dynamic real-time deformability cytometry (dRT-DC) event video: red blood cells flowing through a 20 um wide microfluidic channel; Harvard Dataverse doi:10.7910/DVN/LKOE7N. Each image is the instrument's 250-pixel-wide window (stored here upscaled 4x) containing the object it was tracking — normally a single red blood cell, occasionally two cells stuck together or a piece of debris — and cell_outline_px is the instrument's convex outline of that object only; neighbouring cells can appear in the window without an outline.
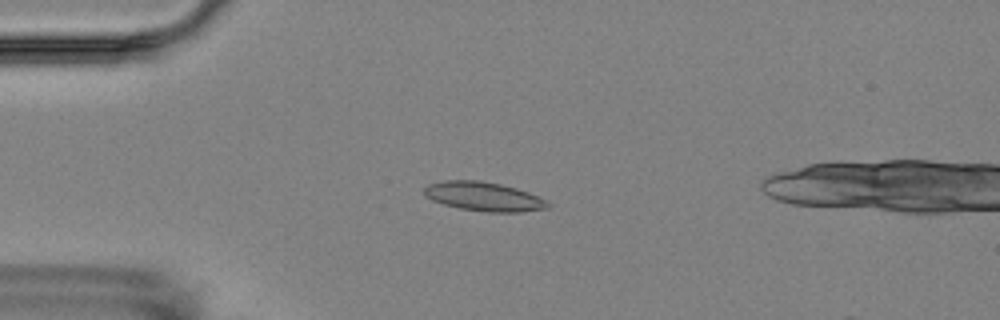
{"species": "Egyptian fruit bat (a non-hibernating species)", "species_latin": "Rousettus aegyptiacus", "temperature_condition": "room temperature", "stored_images_in_passage": 17, "camera_frame_rate_fps": 3000, "um_per_image_px": 0.085, "animal": {"sex": "female"}, "frame": {"image": 1, "passage_image": 4, "time_ms": 3.667, "image_size_px": [1000, 320], "cell_outline_px": [[552, 204], [548, 208], [520, 212], [488, 212], [460, 208], [444, 204], [432, 200], [424, 196], [424, 188], [428, 184], [444, 180], [480, 180], [500, 184], [516, 188], [528, 192], [548, 200]], "centroid_in_image_um": [41.14, 16.7], "position_along_channel_um": 43.9, "area_um2": 21.04}}
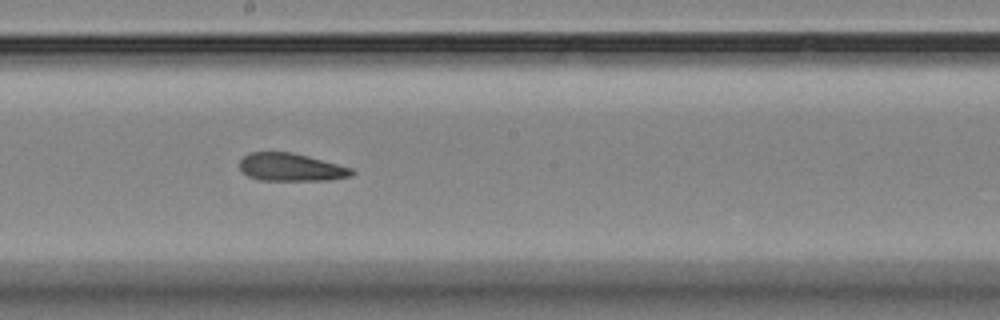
{"frame": {"image": 2, "passage_image": 9, "time_ms": 9.333, "image_size_px": [1000, 320], "cell_outline_px": [[356, 172], [352, 176], [328, 180], [260, 180], [248, 176], [240, 168], [240, 160], [248, 152], [292, 152], [308, 156], [352, 168]], "centroid_in_image_um": [24.74, 14.21], "position_along_channel_um": 223.5, "area_um2": 18.15}}
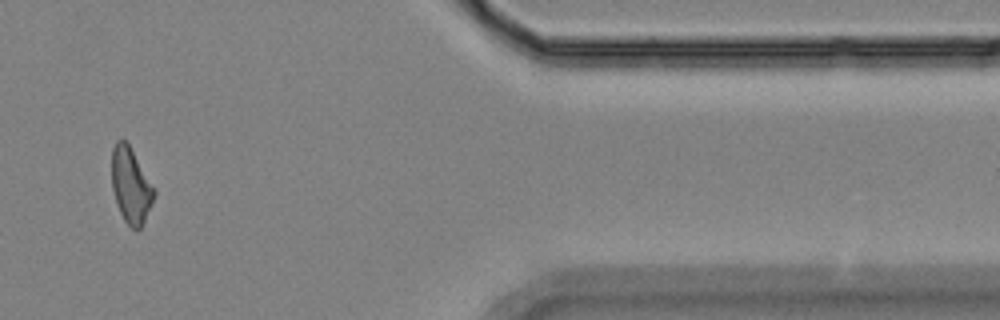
{"frame": {"image": 3, "passage_image": 14, "time_ms": 15.333, "image_size_px": [1000, 320], "cell_outline_px": [[156, 192], [144, 220], [140, 228], [136, 232], [124, 220], [120, 212], [112, 188], [112, 148], [116, 140], [124, 140], [128, 144]], "centroid_in_image_um": [11.09, 15.77], "position_along_channel_um": 400.3, "area_um2": 18.03}, "authors_computed_cell_mechanics": {"area_um2": 19.1896, "velocity_mm_per_s": 3.5311, "shape_relaxation_time_tau1_ms": null, "shape_relaxation_time_tau2_ms": 2.4742, "deformation_change_tau1": null, "deformation_change_tau2": 0.0847}}